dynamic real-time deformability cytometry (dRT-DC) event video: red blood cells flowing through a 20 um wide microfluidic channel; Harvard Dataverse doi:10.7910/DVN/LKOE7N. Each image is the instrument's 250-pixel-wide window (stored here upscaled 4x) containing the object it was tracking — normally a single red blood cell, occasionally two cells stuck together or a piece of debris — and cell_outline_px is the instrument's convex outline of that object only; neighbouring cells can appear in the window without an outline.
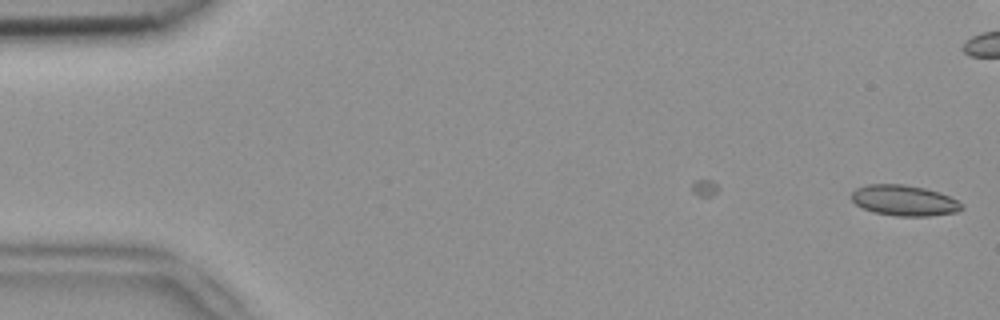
{"species": "common noctule bat (a hibernating species)", "species_latin": "Nyctalus noctula", "temperature_condition": "room temperature", "stored_images_in_passage": 2, "camera_frame_rate_fps": 3000, "um_per_image_px": 0.085, "animal": {"sex": "female", "body_mass_g": 18.4}, "frame": {"image": 1, "passage_image": 2, "time_ms": 0.333, "image_size_px": [1000, 320], "cell_outline_px": [[964, 208], [956, 212], [928, 216], [896, 216], [872, 212], [856, 204], [852, 200], [852, 192], [856, 188], [868, 184], [904, 184], [924, 188], [940, 192], [964, 204]], "centroid_in_image_um": [76.86, 17.04], "position_along_channel_um": 8.1, "area_um2": 19.71}}